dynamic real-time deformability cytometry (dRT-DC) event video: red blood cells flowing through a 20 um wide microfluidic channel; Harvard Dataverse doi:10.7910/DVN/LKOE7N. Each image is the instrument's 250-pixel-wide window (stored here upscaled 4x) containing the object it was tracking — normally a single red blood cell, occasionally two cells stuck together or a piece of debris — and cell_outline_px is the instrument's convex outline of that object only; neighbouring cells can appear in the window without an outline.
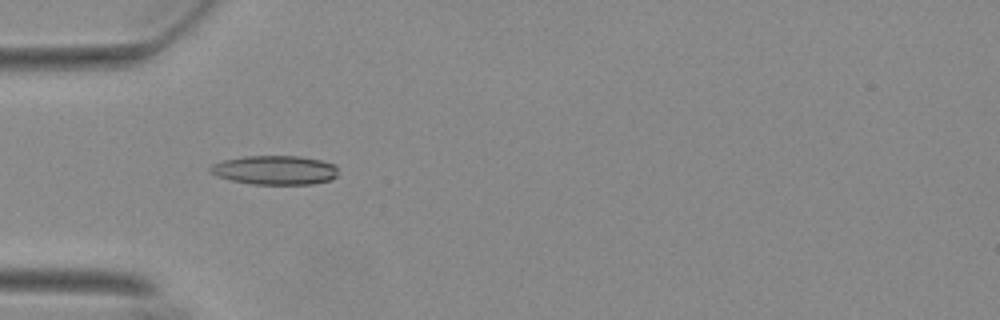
{"species": "Egyptian fruit bat (a non-hibernating species)", "species_latin": "Rousettus aegyptiacus", "temperature_condition": "warm", "stored_images_in_passage": 48, "camera_frame_rate_fps": 3000, "um_per_image_px": 0.085, "animal": {"sex": "female"}, "frame": {"image": 1, "passage_image": 10, "time_ms": 3.0, "image_size_px": [1000, 320], "cell_outline_px": [[336, 176], [328, 180], [312, 184], [252, 184], [232, 180], [216, 176], [208, 172], [208, 168], [212, 164], [224, 160], [244, 156], [300, 156], [320, 160], [336, 164]], "centroid_in_image_um": [23.33, 14.45], "position_along_channel_um": 61.7, "area_um2": 21.68}}
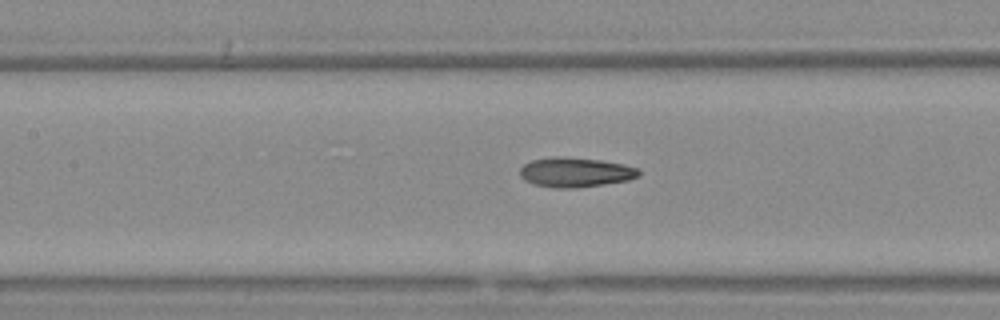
{"frame": {"image": 2, "passage_image": 18, "time_ms": 5.667, "image_size_px": [1000, 320], "cell_outline_px": [[640, 176], [628, 180], [572, 188], [556, 188], [536, 184], [520, 176], [520, 168], [524, 164], [532, 160], [552, 156], [564, 156], [600, 160], [624, 164], [640, 168]], "centroid_in_image_um": [48.94, 14.62], "position_along_channel_um": 158.5, "area_um2": 20.4}}
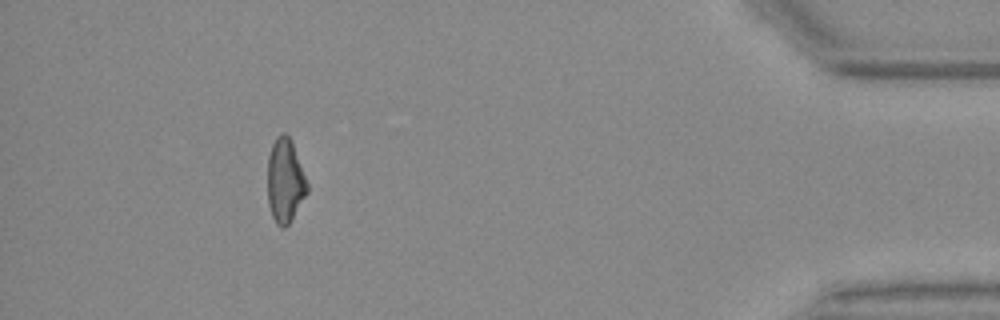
{"frame": {"image": 3, "passage_image": 43, "time_ms": 14.0, "image_size_px": [1000, 320], "cell_outline_px": [[308, 192], [288, 224], [284, 228], [280, 228], [276, 224], [272, 216], [268, 204], [268, 156], [272, 144], [276, 136], [280, 132], [284, 132], [292, 140], [308, 184]], "centroid_in_image_um": [24.23, 15.34], "position_along_channel_um": 411.0, "area_um2": 19.48}, "authors_computed_cell_mechanics": {"area_um2": 19.7098, "velocity_mm_per_s": 3.7206, "shape_relaxation_time_tau1_ms": null, "shape_relaxation_time_tau2_ms": 3.2896, "deformation_change_tau1": null, "deformation_change_tau2": 0.1161}}